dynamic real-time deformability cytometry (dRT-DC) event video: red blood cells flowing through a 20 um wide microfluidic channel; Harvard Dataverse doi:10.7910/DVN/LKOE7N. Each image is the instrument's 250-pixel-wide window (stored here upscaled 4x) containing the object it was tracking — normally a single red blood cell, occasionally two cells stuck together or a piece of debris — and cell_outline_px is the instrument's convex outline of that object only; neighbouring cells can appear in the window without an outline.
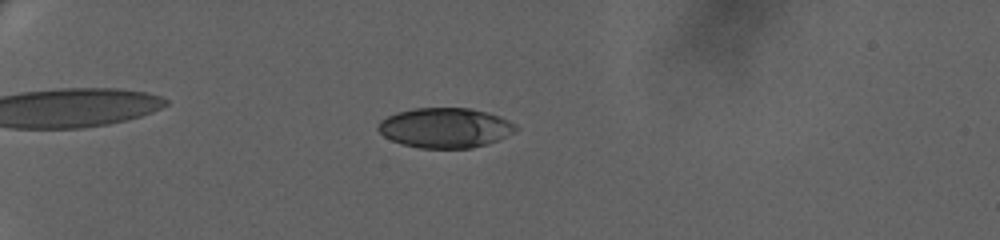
{"species": "human", "species_latin": "Homo sapiens", "temperature_condition": "warm", "stored_images_in_passage": 68, "camera_frame_rate_fps": 3000, "um_per_image_px": 0.085, "donor": {"sex": "female"}, "frame": {"image": 1, "passage_image": 23, "time_ms": 7.333, "image_size_px": [1000, 240], "cell_outline_px": [[520, 128], [516, 132], [488, 144], [472, 148], [420, 148], [400, 144], [384, 136], [376, 128], [380, 120], [396, 112], [412, 108], [472, 108], [488, 112], [500, 116], [516, 124]], "centroid_in_image_um": [37.86, 10.86], "position_along_channel_um": 47.1, "area_um2": 32.43}}
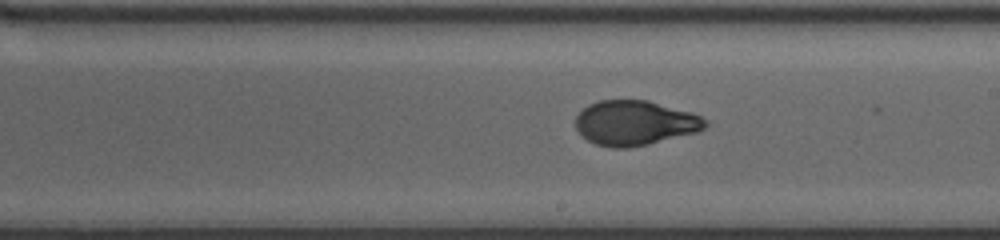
{"frame": {"image": 2, "passage_image": 45, "time_ms": 14.667, "image_size_px": [1000, 240], "cell_outline_px": [[708, 124], [704, 128], [696, 132], [648, 144], [628, 148], [612, 148], [596, 144], [580, 136], [576, 128], [576, 116], [588, 104], [600, 100], [648, 100], [692, 112], [708, 120]], "centroid_in_image_um": [53.95, 10.45], "position_along_channel_um": 235.0, "area_um2": 33.93}}
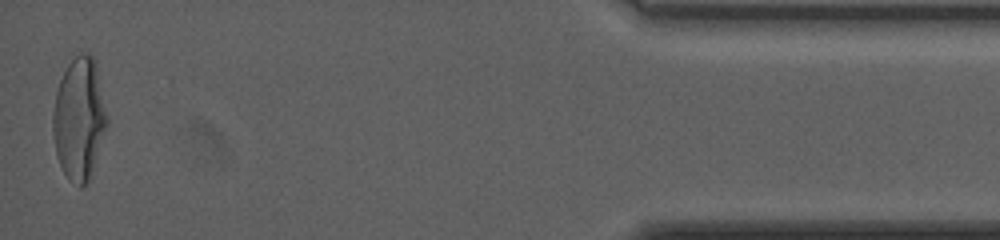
{"frame": {"image": 3, "passage_image": 68, "time_ms": 22.333, "image_size_px": [1000, 240], "cell_outline_px": [[108, 120], [88, 180], [80, 188], [64, 172], [56, 156], [52, 132], [52, 112], [56, 92], [60, 80], [68, 64], [76, 56], [84, 52], [88, 52], [92, 56], [96, 64], [108, 116]], "centroid_in_image_um": [6.71, 10.04], "position_along_channel_um": 428.5, "area_um2": 37.97}, "authors_computed_cell_mechanics": {"area_um2": 33.9575, "velocity_mm_per_s": 3.328, "shape_relaxation_time_tau1_ms": 7.4819, "shape_relaxation_time_tau2_ms": 0.9179, "deformation_change_tau1": 0.2573, "deformation_change_tau2": 0.0526}}